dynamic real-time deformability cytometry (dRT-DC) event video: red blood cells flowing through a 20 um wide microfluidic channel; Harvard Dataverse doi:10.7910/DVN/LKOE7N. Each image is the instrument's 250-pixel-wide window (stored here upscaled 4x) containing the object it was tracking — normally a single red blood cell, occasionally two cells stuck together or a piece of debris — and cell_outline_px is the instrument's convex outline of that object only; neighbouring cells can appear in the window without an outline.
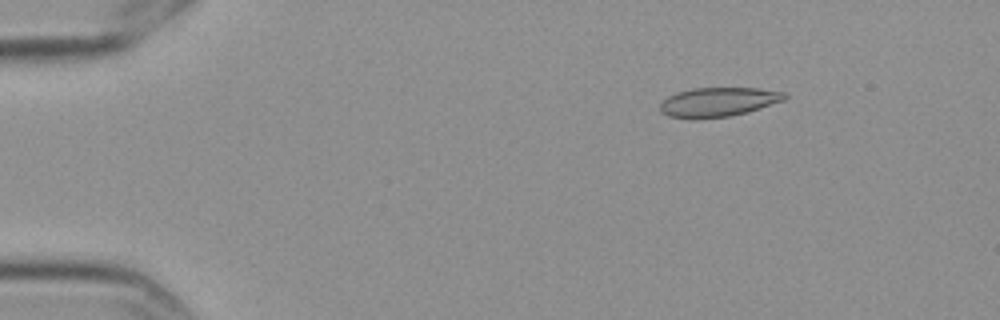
{"species": "Egyptian fruit bat (a non-hibernating species)", "species_latin": "Rousettus aegyptiacus", "temperature_condition": "cold", "stored_images_in_passage": 56, "camera_frame_rate_fps": 3000, "um_per_image_px": 0.085, "frame": {"image": 1, "passage_image": 7, "time_ms": 2.0, "image_size_px": [1000, 320], "cell_outline_px": [[788, 96], [784, 100], [748, 112], [732, 116], [668, 116], [660, 112], [660, 104], [668, 96], [676, 92], [692, 88], [760, 88], [788, 92]], "centroid_in_image_um": [61.13, 8.62], "position_along_channel_um": 23.9, "area_um2": 20.75}}
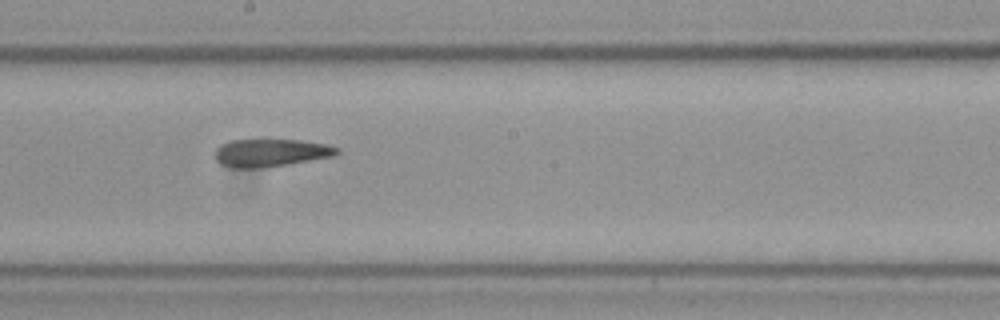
{"frame": {"image": 2, "passage_image": 31, "time_ms": 10.0, "image_size_px": [1000, 320], "cell_outline_px": [[340, 152], [336, 156], [260, 168], [232, 168], [220, 164], [216, 160], [216, 148], [220, 144], [228, 140], [300, 140], [328, 144], [340, 148]], "centroid_in_image_um": [23.02, 12.98], "position_along_channel_um": 225.2, "area_um2": 19.83}}
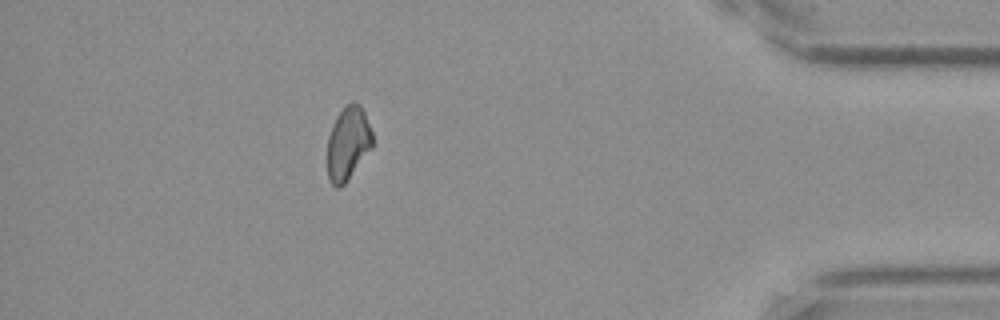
{"frame": {"image": 3, "passage_image": 50, "time_ms": 16.333, "image_size_px": [1000, 320], "cell_outline_px": [[372, 148], [344, 184], [340, 188], [336, 188], [328, 180], [328, 136], [332, 124], [336, 116], [344, 104], [352, 100], [360, 104], [364, 112], [372, 132]], "centroid_in_image_um": [29.57, 12.15], "position_along_channel_um": 405.6, "area_um2": 19.48}, "authors_computed_cell_mechanics": {"area_um2": 20.9525, "velocity_mm_per_s": 3.5341, "shape_relaxation_time_tau1_ms": null, "shape_relaxation_time_tau2_ms": 7.6864, "deformation_change_tau1": null, "deformation_change_tau2": 0.1327}}